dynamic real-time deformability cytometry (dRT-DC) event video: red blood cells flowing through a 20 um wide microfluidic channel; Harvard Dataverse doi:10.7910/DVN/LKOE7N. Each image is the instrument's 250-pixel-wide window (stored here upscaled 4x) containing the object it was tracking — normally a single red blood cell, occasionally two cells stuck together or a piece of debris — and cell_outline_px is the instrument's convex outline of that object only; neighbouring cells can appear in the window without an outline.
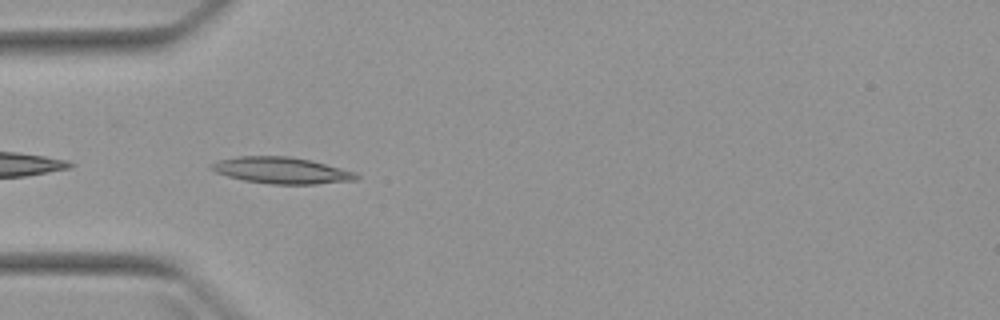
{"species": "Egyptian fruit bat (a non-hibernating species)", "species_latin": "Rousettus aegyptiacus", "temperature_condition": "warm", "stored_images_in_passage": 6, "camera_frame_rate_fps": 3000, "um_per_image_px": 0.085, "animal": {"sex": "female"}, "frame": {"image": 1, "passage_image": 4, "time_ms": 3.333, "image_size_px": [1000, 320], "cell_outline_px": [[360, 176], [356, 180], [316, 184], [272, 184], [244, 180], [228, 176], [216, 172], [208, 168], [208, 164], [216, 160], [240, 156], [288, 156], [312, 160], [356, 172]], "centroid_in_image_um": [23.91, 14.47], "position_along_channel_um": 61.1, "area_um2": 22.48}}
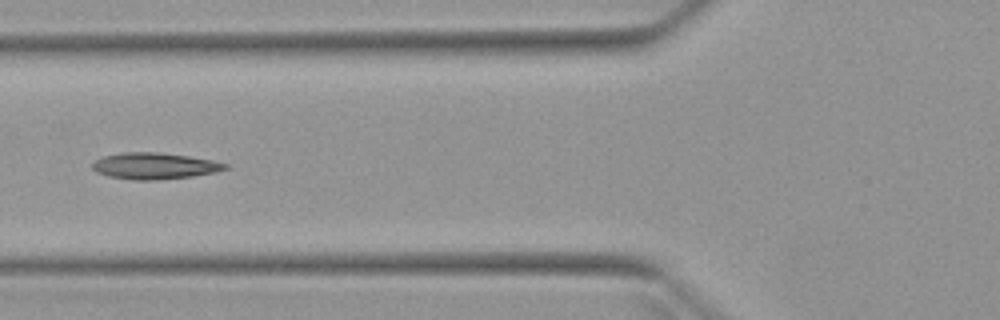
{"frame": {"image": 2, "passage_image": 5, "time_ms": 4.667, "image_size_px": [1000, 320], "cell_outline_px": [[228, 168], [212, 172], [192, 176], [156, 180], [132, 180], [108, 176], [96, 172], [92, 168], [92, 164], [96, 160], [104, 156], [124, 152], [160, 152], [188, 156], [212, 160], [228, 164]], "centroid_in_image_um": [13.1, 14.1], "position_along_channel_um": 112.7, "area_um2": 20.29}}
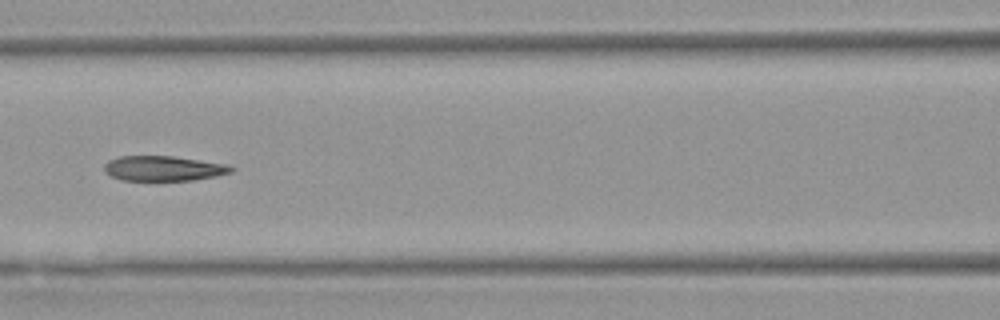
{"frame": {"image": 3, "passage_image": 6, "time_ms": 5.667, "image_size_px": [1000, 320], "cell_outline_px": [[236, 168], [232, 172], [216, 176], [192, 180], [120, 180], [104, 172], [104, 164], [108, 160], [120, 156], [172, 156], [228, 164]], "centroid_in_image_um": [13.9, 14.31], "position_along_channel_um": 152.7, "area_um2": 18.55}}